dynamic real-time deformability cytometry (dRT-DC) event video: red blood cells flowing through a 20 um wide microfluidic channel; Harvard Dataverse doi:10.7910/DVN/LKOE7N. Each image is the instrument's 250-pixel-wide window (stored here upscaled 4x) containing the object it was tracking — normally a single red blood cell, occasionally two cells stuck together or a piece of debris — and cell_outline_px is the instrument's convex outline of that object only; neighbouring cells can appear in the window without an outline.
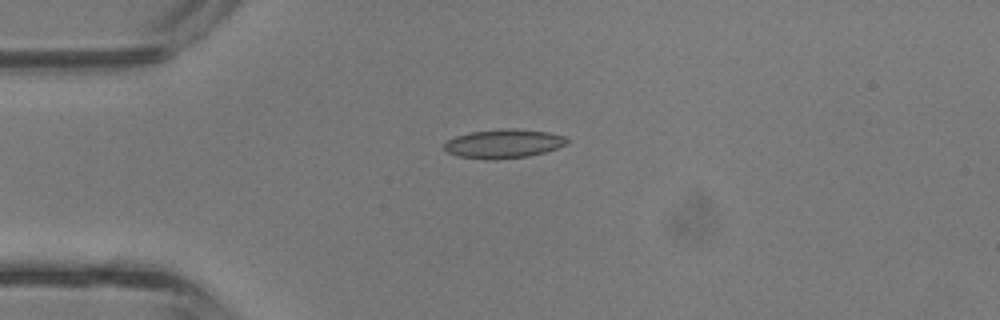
{"species": "common noctule bat (a hibernating species)", "species_latin": "Nyctalus noctula", "temperature_condition": "room temperature", "stored_images_in_passage": 4, "camera_frame_rate_fps": 3000, "um_per_image_px": 0.085, "animal": {"sex": "male", "body_mass_g": 13.3}, "frame": {"image": 1, "passage_image": 3, "time_ms": 0.667, "image_size_px": [1000, 320], "cell_outline_px": [[568, 144], [544, 152], [528, 156], [492, 160], [488, 160], [456, 156], [448, 152], [444, 148], [444, 144], [448, 140], [456, 136], [472, 132], [512, 128], [516, 128], [548, 132], [564, 136], [568, 140]], "centroid_in_image_um": [42.81, 12.22], "position_along_channel_um": 42.2, "area_um2": 20.58}}